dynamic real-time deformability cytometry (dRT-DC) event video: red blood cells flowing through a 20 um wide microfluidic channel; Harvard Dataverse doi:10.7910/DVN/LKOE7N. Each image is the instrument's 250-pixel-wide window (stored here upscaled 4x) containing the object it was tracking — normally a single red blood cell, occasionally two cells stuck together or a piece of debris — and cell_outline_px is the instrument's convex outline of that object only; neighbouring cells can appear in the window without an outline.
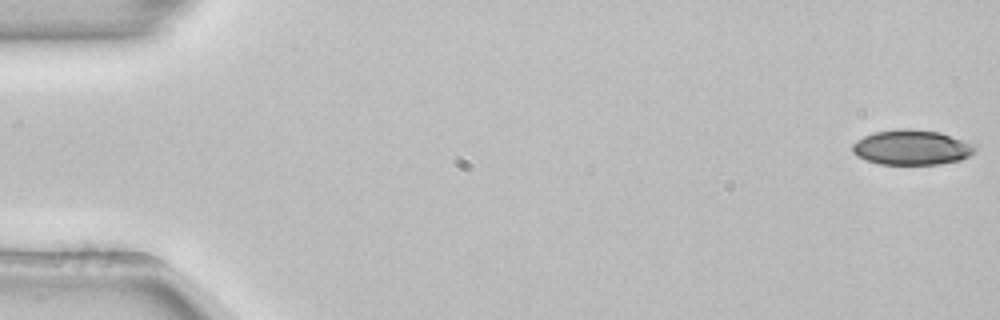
{"species": "common noctule bat (a hibernating species)", "species_latin": "Nyctalus noctula", "temperature_condition": "room temperature", "stored_images_in_passage": 53, "camera_frame_rate_fps": 3000, "um_per_image_px": 0.085, "animal": {"sex": "female", "body_mass_g": 22.7, "forearm_length_mm": 54.2}, "frame": {"image": 1, "passage_image": 1, "time_ms": 0.0, "image_size_px": [1000, 320], "cell_outline_px": [[976, 148], [968, 156], [960, 160], [940, 164], [880, 164], [864, 160], [856, 156], [852, 152], [852, 144], [856, 140], [872, 132], [900, 128], [908, 128], [940, 132], [972, 144]], "centroid_in_image_um": [77.42, 12.53], "position_along_channel_um": 7.6, "area_um2": 25.03}}
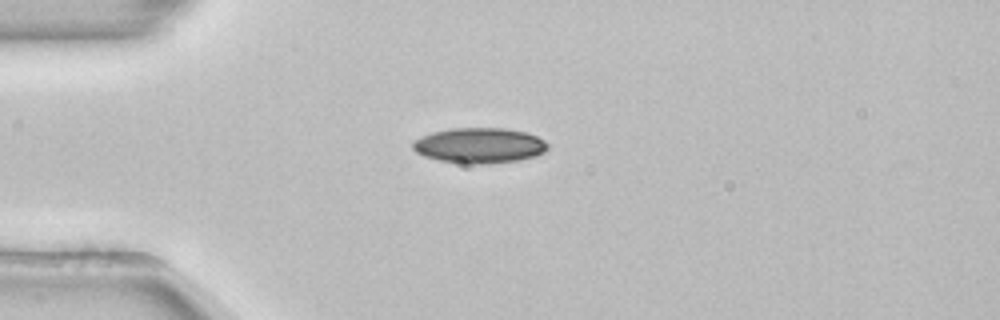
{"frame": {"image": 2, "passage_image": 14, "time_ms": 4.333, "image_size_px": [1000, 320], "cell_outline_px": [[548, 148], [544, 152], [536, 156], [520, 160], [480, 164], [464, 164], [440, 160], [424, 156], [416, 152], [412, 148], [412, 140], [432, 132], [452, 128], [504, 128], [524, 132], [536, 136], [544, 140], [548, 144]], "centroid_in_image_um": [40.73, 12.36], "position_along_channel_um": 44.3, "area_um2": 27.86}}
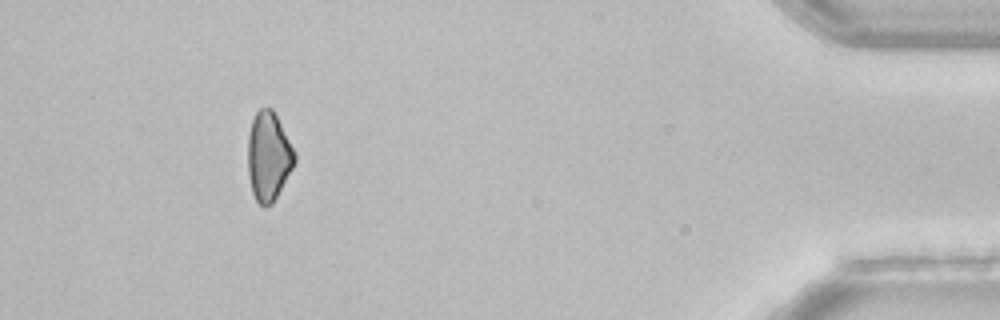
{"frame": {"image": 3, "passage_image": 49, "time_ms": 16.0, "image_size_px": [1000, 320], "cell_outline_px": [[296, 160], [292, 168], [272, 204], [264, 208], [256, 200], [252, 192], [248, 176], [248, 136], [252, 120], [256, 112], [260, 108], [272, 108], [296, 152]], "centroid_in_image_um": [22.82, 13.29], "position_along_channel_um": 412.4, "area_um2": 24.16}, "authors_computed_cell_mechanics": {"area_um2": 25.8944, "velocity_mm_per_s": 3.8827, "shape_relaxation_time_tau1_ms": 4.2246, "shape_relaxation_time_tau2_ms": null, "deformation_change_tau1": 0.0962, "deformation_change_tau2": null}}